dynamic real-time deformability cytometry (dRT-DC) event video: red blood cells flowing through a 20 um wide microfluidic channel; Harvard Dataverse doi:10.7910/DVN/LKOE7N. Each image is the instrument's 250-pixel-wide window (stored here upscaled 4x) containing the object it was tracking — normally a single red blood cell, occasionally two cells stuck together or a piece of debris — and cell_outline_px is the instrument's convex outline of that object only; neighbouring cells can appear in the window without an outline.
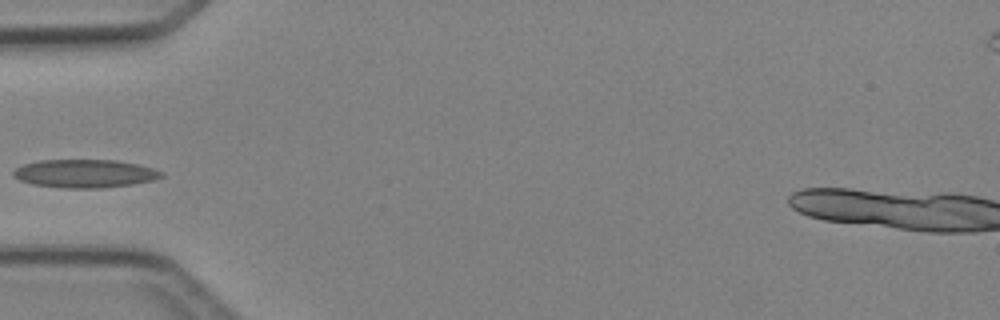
{"species": "Egyptian fruit bat (a non-hibernating species)", "species_latin": "Rousettus aegyptiacus", "temperature_condition": "cold", "stored_images_in_passage": 5, "camera_frame_rate_fps": 3000, "um_per_image_px": 0.085, "animal": {"sex": "female"}, "frame": {"image": 1, "passage_image": 5, "time_ms": 5.333, "image_size_px": [1000, 320], "cell_outline_px": [[164, 176], [156, 180], [132, 184], [100, 188], [64, 188], [32, 184], [20, 180], [12, 176], [12, 172], [16, 168], [24, 164], [40, 160], [116, 160], [136, 164], [152, 168], [164, 172]], "centroid_in_image_um": [7.22, 14.75], "position_along_channel_um": 77.8, "area_um2": 24.39}}